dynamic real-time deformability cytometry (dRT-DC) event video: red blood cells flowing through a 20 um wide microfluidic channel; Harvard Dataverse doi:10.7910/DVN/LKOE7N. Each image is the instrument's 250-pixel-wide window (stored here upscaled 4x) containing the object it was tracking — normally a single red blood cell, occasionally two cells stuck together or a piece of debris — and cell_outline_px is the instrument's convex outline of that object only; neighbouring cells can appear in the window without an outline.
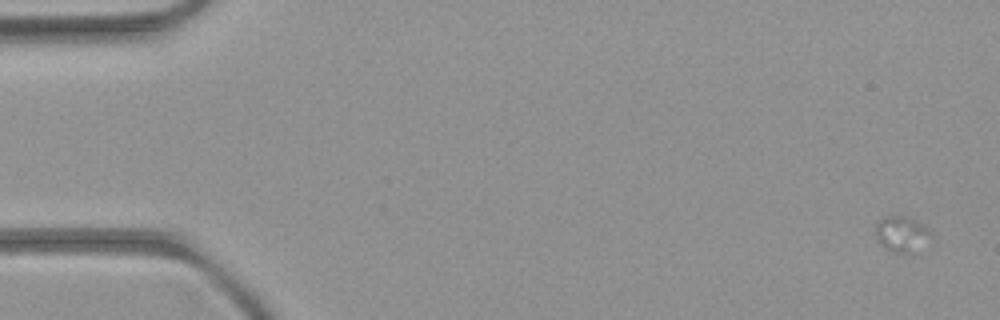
{"species": "common noctule bat (a hibernating species)", "species_latin": "Nyctalus noctula", "temperature_condition": "room temperature", "stored_images_in_passage": 6, "camera_frame_rate_fps": 3000, "um_per_image_px": 0.085, "animal": {"sex": "female", "body_mass_g": 21.9}, "frame": {"image": 1, "passage_image": 1, "time_ms": 0.0, "image_size_px": [1000, 320], "cell_outline_px": [[932, 236], [912, 252], [892, 252], [884, 248], [880, 244], [876, 236], [876, 224], [884, 216], [904, 216], [916, 220], [928, 228]], "centroid_in_image_um": [76.61, 19.87], "position_along_channel_um": 8.4, "area_um2": 11.21}}